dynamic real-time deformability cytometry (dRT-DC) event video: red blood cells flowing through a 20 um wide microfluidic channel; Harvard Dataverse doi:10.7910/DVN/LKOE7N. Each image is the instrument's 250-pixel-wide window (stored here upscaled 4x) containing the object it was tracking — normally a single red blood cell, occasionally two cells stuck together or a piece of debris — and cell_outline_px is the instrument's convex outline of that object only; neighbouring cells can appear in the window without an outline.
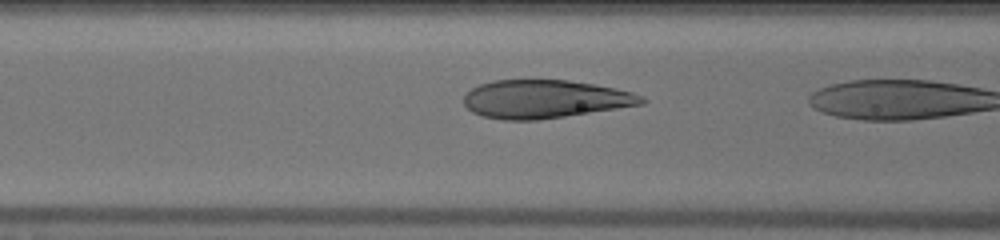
{"species": "human", "species_latin": "Homo sapiens", "temperature_condition": "warm", "stored_images_in_passage": 5, "camera_frame_rate_fps": 3000, "um_per_image_px": 0.085, "donor": {"sex": "male"}, "frame": {"image": 1, "passage_image": 3, "time_ms": 0.667, "image_size_px": [1000, 240], "cell_outline_px": [[648, 100], [644, 104], [564, 116], [536, 120], [504, 120], [484, 116], [472, 112], [464, 104], [464, 96], [472, 88], [480, 84], [492, 80], [568, 80], [592, 84], [632, 92]], "centroid_in_image_um": [46.28, 8.42], "position_along_channel_um": 120.3, "area_um2": 39.25}}